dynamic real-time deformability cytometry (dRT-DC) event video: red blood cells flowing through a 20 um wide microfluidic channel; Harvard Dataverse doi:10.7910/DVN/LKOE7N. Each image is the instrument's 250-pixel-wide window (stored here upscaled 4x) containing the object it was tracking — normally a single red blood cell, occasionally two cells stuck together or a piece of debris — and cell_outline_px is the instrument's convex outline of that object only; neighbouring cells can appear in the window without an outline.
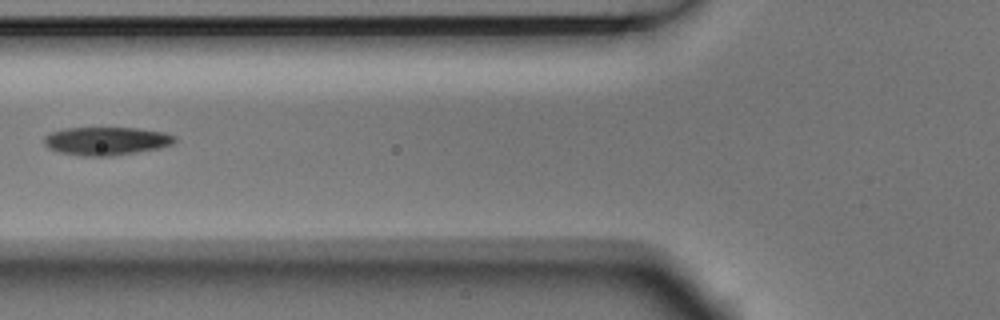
{"species": "Egyptian fruit bat (a non-hibernating species)", "species_latin": "Rousettus aegyptiacus", "temperature_condition": "room temperature", "stored_images_in_passage": 3, "camera_frame_rate_fps": 3000, "um_per_image_px": 0.085, "animal": {"sex": "male"}, "frame": {"image": 1, "passage_image": 2, "time_ms": 0.333, "image_size_px": [1000, 320], "cell_outline_px": [[176, 140], [172, 144], [160, 148], [136, 152], [108, 156], [84, 156], [60, 152], [48, 148], [44, 144], [44, 136], [52, 132], [64, 128], [136, 128], [164, 132], [176, 136]], "centroid_in_image_um": [9.04, 11.98], "position_along_channel_um": 116.8, "area_um2": 21.39}}
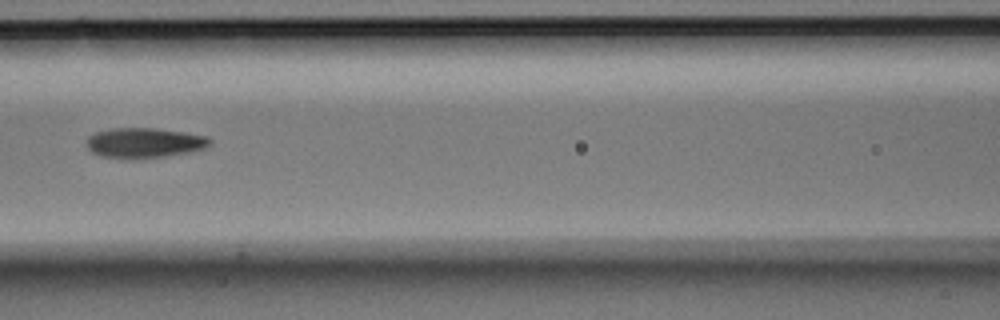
{"frame": {"image": 2, "passage_image": 3, "time_ms": 0.667, "image_size_px": [1000, 320], "cell_outline_px": [[212, 144], [204, 148], [188, 152], [164, 156], [100, 156], [92, 152], [88, 148], [88, 136], [96, 132], [116, 128], [152, 128], [184, 132], [208, 136], [212, 140]], "centroid_in_image_um": [12.33, 12.1], "position_along_channel_um": 154.3, "area_um2": 20.75}}